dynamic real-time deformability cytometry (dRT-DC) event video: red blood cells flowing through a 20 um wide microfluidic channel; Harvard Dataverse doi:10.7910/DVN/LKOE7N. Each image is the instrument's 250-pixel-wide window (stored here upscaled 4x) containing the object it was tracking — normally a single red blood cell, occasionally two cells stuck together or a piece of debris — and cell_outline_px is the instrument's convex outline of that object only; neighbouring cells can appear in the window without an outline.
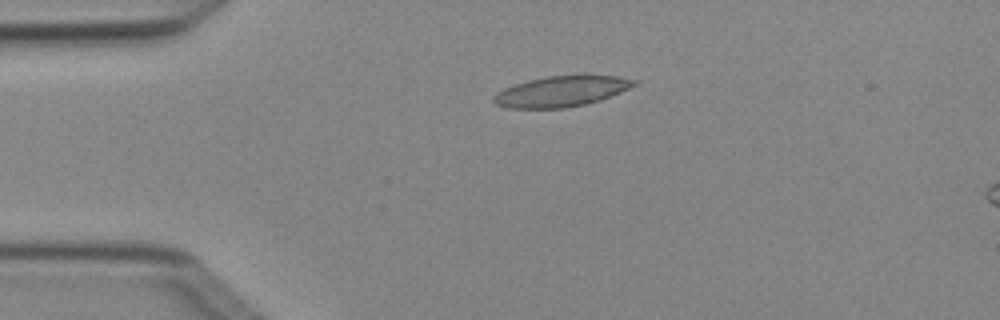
{"species": "Egyptian fruit bat (a non-hibernating species)", "species_latin": "Rousettus aegyptiacus", "temperature_condition": "cold", "stored_images_in_passage": 3, "camera_frame_rate_fps": 3000, "um_per_image_px": 0.085, "animal": {"sex": "female"}, "frame": {"image": 1, "passage_image": 1, "time_ms": 0.0, "image_size_px": [1000, 320], "cell_outline_px": [[640, 84], [600, 100], [584, 104], [564, 108], [508, 108], [496, 104], [492, 100], [492, 96], [496, 92], [504, 88], [528, 80], [548, 76], [620, 76], [640, 80]], "centroid_in_image_um": [47.73, 7.76], "position_along_channel_um": 37.3, "area_um2": 24.97}}
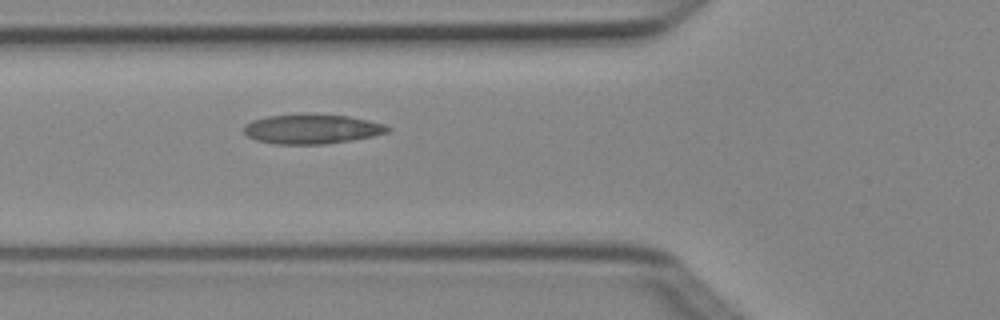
{"frame": {"image": 2, "passage_image": 3, "time_ms": 0.667, "image_size_px": [1000, 320], "cell_outline_px": [[392, 128], [388, 132], [372, 136], [352, 140], [324, 144], [272, 144], [256, 140], [248, 136], [244, 132], [244, 124], [252, 120], [268, 116], [348, 116], [368, 120], [384, 124]], "centroid_in_image_um": [26.5, 11.0], "position_along_channel_um": 99.3, "area_um2": 24.1}}